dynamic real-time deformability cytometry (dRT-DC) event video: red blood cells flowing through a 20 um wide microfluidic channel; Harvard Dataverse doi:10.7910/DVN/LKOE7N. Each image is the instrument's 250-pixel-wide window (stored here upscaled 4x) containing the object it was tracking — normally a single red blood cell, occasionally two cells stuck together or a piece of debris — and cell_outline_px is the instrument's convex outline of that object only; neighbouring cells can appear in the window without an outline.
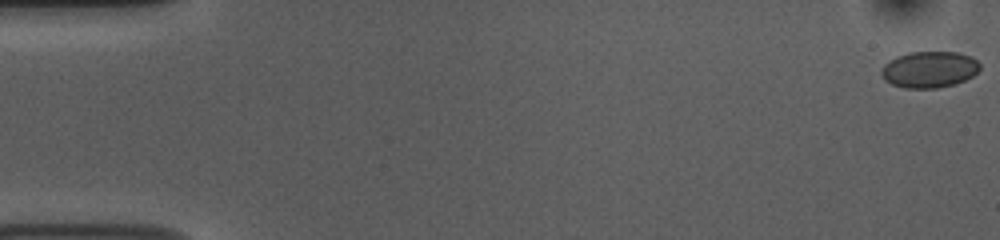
{"species": "common noctule bat (a hibernating species)", "species_latin": "Nyctalus noctula", "temperature_condition": "room temperature", "stored_images_in_passage": 54, "camera_frame_rate_fps": 3000, "um_per_image_px": 0.085, "animal": {"sex": "female", "body_mass_g": 10.0, "forearm_length_mm": 53.1}, "frame": {"image": 1, "passage_image": 1, "time_ms": 0.0, "image_size_px": [1000, 240], "cell_outline_px": [[980, 68], [972, 76], [956, 84], [936, 88], [904, 88], [892, 84], [884, 80], [880, 72], [880, 68], [884, 64], [896, 56], [908, 52], [956, 52], [972, 56], [980, 64]], "centroid_in_image_um": [78.97, 5.9], "position_along_channel_um": 6.0, "area_um2": 21.04}}
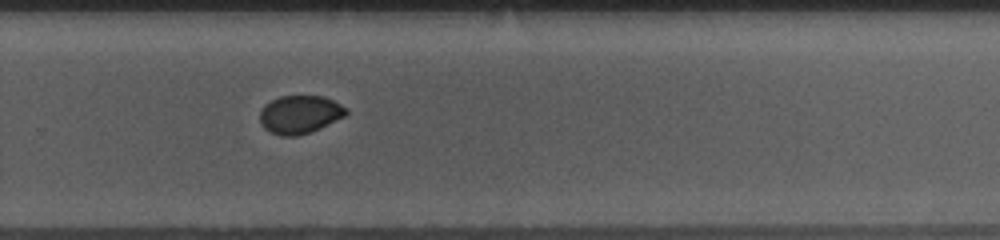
{"frame": {"image": 2, "passage_image": 36, "time_ms": 11.667, "image_size_px": [1000, 240], "cell_outline_px": [[348, 112], [344, 116], [320, 128], [296, 136], [280, 136], [268, 132], [260, 124], [260, 108], [264, 104], [280, 96], [324, 96], [348, 108]], "centroid_in_image_um": [25.45, 9.73], "position_along_channel_um": 304.4, "area_um2": 19.25}}
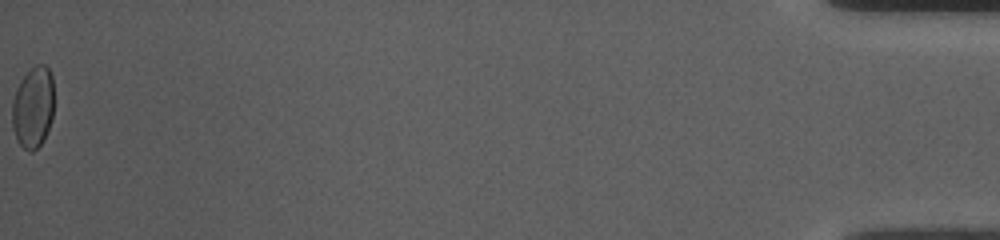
{"frame": {"image": 3, "passage_image": 54, "time_ms": 17.667, "image_size_px": [1000, 240], "cell_outline_px": [[52, 116], [48, 128], [40, 144], [32, 152], [28, 152], [16, 140], [12, 128], [12, 100], [16, 88], [20, 80], [36, 64], [44, 64], [48, 68], [52, 76]], "centroid_in_image_um": [2.77, 9.12], "position_along_channel_um": 432.4, "area_um2": 19.71}, "authors_computed_cell_mechanics": {"area_um2": 20.2589, "velocity_mm_per_s": 3.7771, "shape_relaxation_time_tau1_ms": 6.5378, "shape_relaxation_time_tau2_ms": null, "deformation_change_tau1": 0.0869, "deformation_change_tau2": null}}